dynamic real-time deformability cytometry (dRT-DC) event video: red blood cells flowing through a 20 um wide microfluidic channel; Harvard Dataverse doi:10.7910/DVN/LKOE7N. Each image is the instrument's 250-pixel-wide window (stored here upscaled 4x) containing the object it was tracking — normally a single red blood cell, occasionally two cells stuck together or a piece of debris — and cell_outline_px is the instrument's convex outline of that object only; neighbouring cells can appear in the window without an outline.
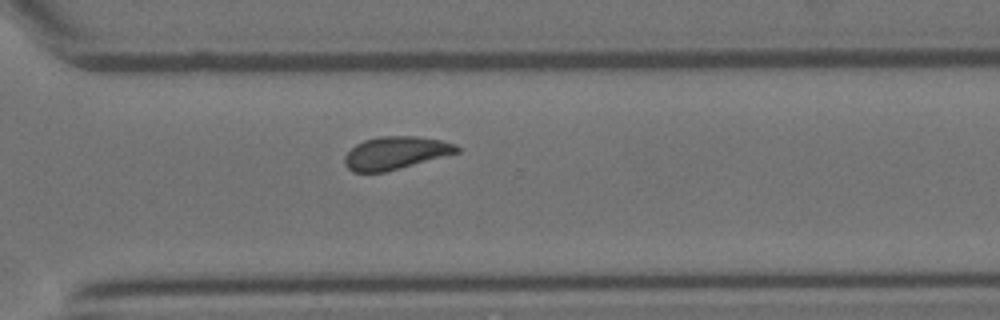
{"species": "Egyptian fruit bat (a non-hibernating species)", "species_latin": "Rousettus aegyptiacus", "temperature_condition": "room temperature", "stored_images_in_passage": 13, "camera_frame_rate_fps": 3000, "um_per_image_px": 0.085, "animal": {"sex": "female"}, "frame": {"image": 1, "passage_image": 12, "time_ms": 3.667, "image_size_px": [1000, 320], "cell_outline_px": [[460, 152], [400, 168], [384, 172], [352, 172], [344, 164], [344, 156], [356, 144], [364, 140], [380, 136], [416, 136], [440, 140], [456, 144], [460, 148]], "centroid_in_image_um": [33.62, 13.0], "position_along_channel_um": 337.0, "area_um2": 21.39}}